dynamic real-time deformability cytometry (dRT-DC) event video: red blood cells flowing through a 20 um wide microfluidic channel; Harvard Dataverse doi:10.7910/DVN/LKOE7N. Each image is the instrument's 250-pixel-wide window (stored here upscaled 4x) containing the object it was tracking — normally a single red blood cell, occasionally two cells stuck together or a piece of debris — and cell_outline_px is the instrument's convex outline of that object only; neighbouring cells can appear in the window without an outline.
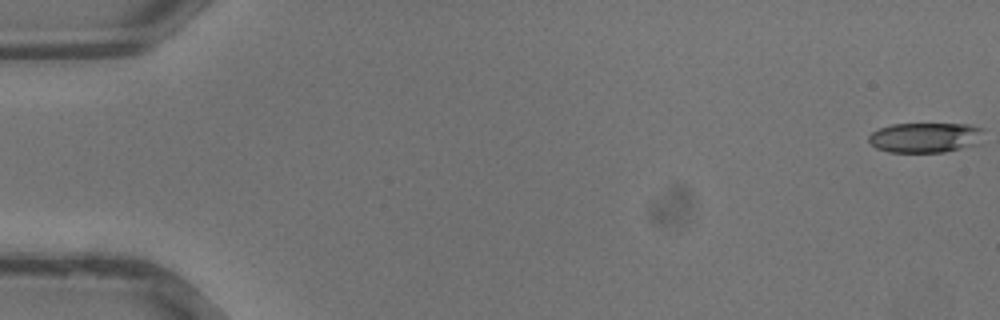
{"species": "common noctule bat (a hibernating species)", "species_latin": "Nyctalus noctula", "temperature_condition": "warm", "stored_images_in_passage": 23, "camera_frame_rate_fps": 3000, "um_per_image_px": 0.085, "animal": {"sex": "male", "body_mass_g": 13.3}, "frame": {"image": 1, "passage_image": 1, "time_ms": 0.0, "image_size_px": [1000, 320], "cell_outline_px": [[984, 128], [980, 144], [944, 152], [888, 152], [876, 148], [868, 140], [868, 136], [872, 132], [880, 128], [892, 124], [972, 124]], "centroid_in_image_um": [78.69, 11.69], "position_along_channel_um": 6.3, "area_um2": 20.35}}
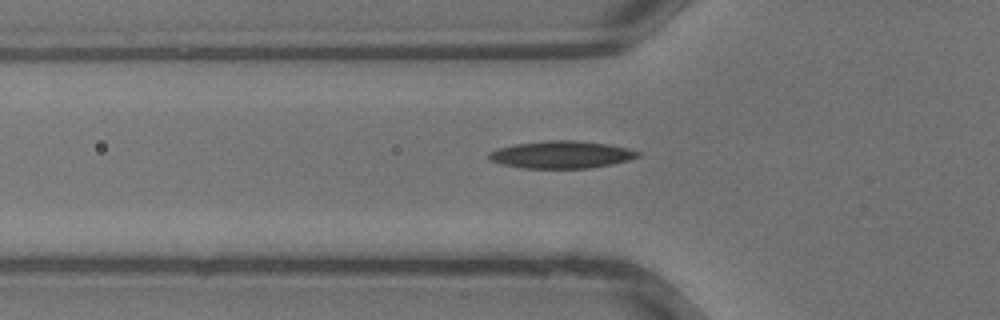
{"frame": {"image": 2, "passage_image": 13, "time_ms": 4.0, "image_size_px": [1000, 320], "cell_outline_px": [[640, 156], [628, 160], [612, 164], [588, 168], [524, 168], [500, 164], [488, 160], [488, 152], [496, 148], [516, 144], [548, 140], [576, 140], [608, 144], [628, 148], [640, 152]], "centroid_in_image_um": [47.68, 13.14], "position_along_channel_um": 78.1, "area_um2": 23.87}}
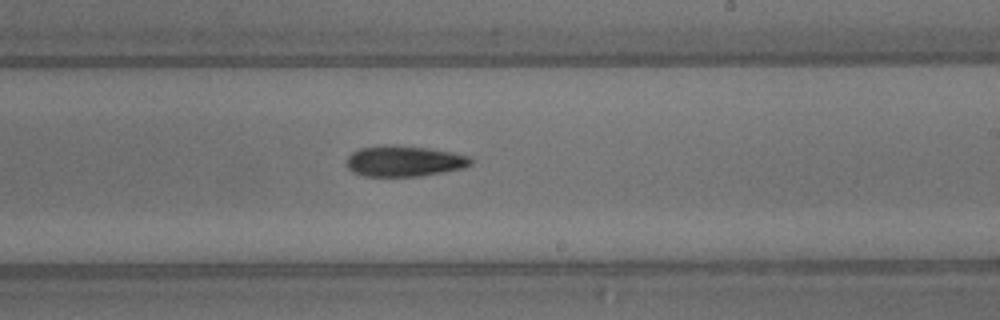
{"frame": {"image": 3, "passage_image": 22, "time_ms": 7.0, "image_size_px": [1000, 320], "cell_outline_px": [[472, 164], [464, 168], [444, 172], [420, 176], [364, 176], [352, 172], [344, 164], [348, 156], [352, 152], [360, 148], [384, 144], [428, 148], [452, 152], [468, 156], [472, 160]], "centroid_in_image_um": [34.32, 13.69], "position_along_channel_um": 254.7, "area_um2": 22.48}}